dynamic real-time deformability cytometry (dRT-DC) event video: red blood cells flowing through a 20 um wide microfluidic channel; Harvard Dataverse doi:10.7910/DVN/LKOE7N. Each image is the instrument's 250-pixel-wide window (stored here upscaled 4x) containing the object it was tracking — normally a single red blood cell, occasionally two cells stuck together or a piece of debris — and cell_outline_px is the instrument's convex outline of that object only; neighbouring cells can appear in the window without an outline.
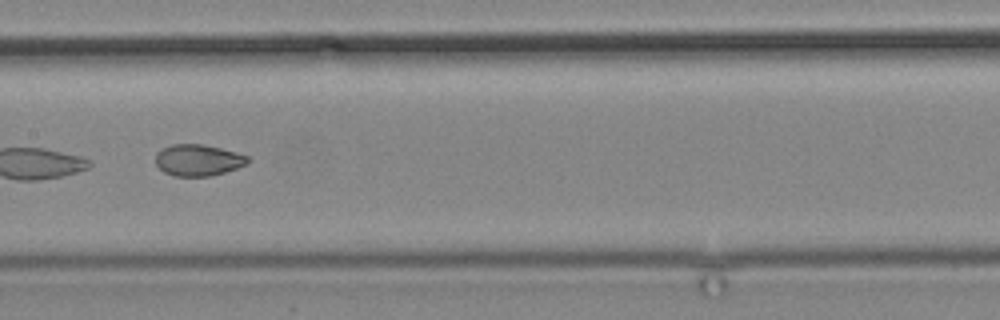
{"species": "common noctule bat (a hibernating species)", "species_latin": "Nyctalus noctula", "temperature_condition": "cold", "stored_images_in_passage": 11, "camera_frame_rate_fps": 3000, "um_per_image_px": 0.085, "animal": {"sex": "male", "body_mass_g": 19.2, "forearm_length_mm": 51.8}, "frame": {"image": 1, "passage_image": 11, "time_ms": 12.667, "image_size_px": [1000, 320], "cell_outline_px": [[248, 164], [212, 176], [172, 176], [164, 172], [156, 164], [156, 152], [160, 148], [172, 144], [204, 144], [236, 152], [248, 156]], "centroid_in_image_um": [16.81, 13.6], "position_along_channel_um": 190.6, "area_um2": 16.99}}